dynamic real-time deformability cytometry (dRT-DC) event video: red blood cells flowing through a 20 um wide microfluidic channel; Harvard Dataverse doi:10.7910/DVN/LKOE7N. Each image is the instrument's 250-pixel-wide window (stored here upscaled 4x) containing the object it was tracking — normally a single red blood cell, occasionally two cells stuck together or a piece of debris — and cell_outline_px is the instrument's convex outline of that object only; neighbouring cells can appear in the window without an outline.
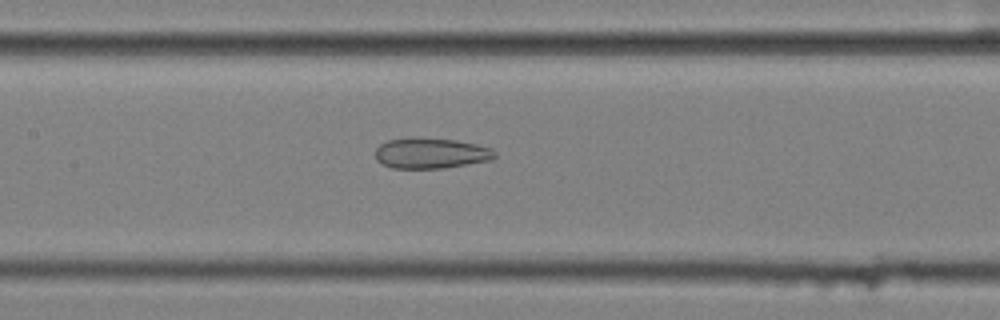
{"species": "common noctule bat (a hibernating species)", "species_latin": "Nyctalus noctula", "temperature_condition": "cold", "stored_images_in_passage": 55, "camera_frame_rate_fps": 3000, "um_per_image_px": 0.085, "animal": {"sex": "female", "body_mass_g": 25.1}, "frame": {"image": 1, "passage_image": 25, "time_ms": 8.0, "image_size_px": [1000, 320], "cell_outline_px": [[496, 156], [492, 160], [444, 168], [392, 168], [380, 164], [376, 160], [376, 148], [380, 144], [388, 140], [412, 136], [416, 136], [456, 140], [476, 144], [492, 148], [496, 152]], "centroid_in_image_um": [36.61, 13.01], "position_along_channel_um": 170.8, "area_um2": 21.73}}
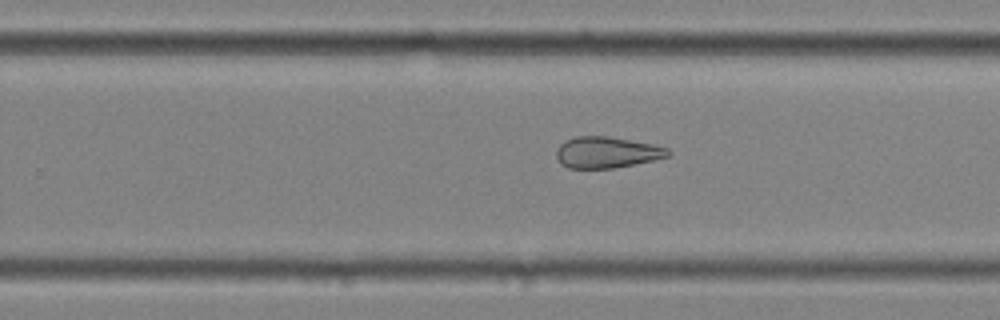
{"frame": {"image": 2, "passage_image": 34, "time_ms": 11.0, "image_size_px": [1000, 320], "cell_outline_px": [[672, 152], [668, 156], [652, 160], [612, 168], [568, 168], [560, 164], [556, 156], [556, 148], [564, 140], [576, 136], [608, 136], [652, 144], [668, 148]], "centroid_in_image_um": [51.52, 12.94], "position_along_channel_um": 278.3, "area_um2": 20.29}}
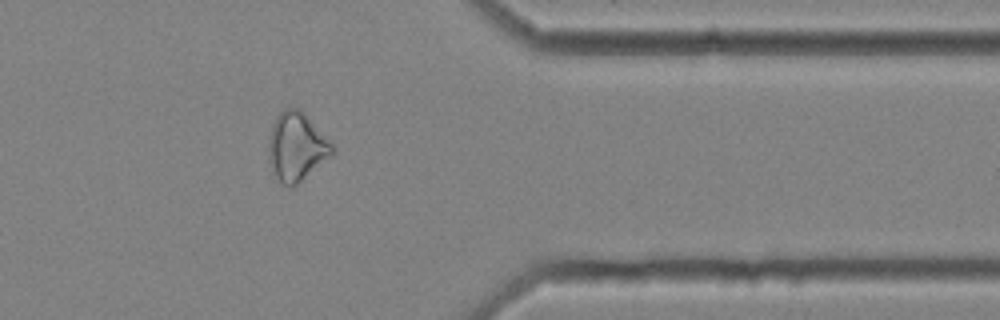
{"frame": {"image": 3, "passage_image": 44, "time_ms": 14.333, "image_size_px": [1000, 320], "cell_outline_px": [[332, 156], [292, 188], [284, 184], [272, 172], [268, 160], [268, 140], [272, 124], [276, 116], [284, 108], [300, 108], [304, 112], [332, 144]], "centroid_in_image_um": [25.17, 12.47], "position_along_channel_um": 386.2, "area_um2": 25.37}}